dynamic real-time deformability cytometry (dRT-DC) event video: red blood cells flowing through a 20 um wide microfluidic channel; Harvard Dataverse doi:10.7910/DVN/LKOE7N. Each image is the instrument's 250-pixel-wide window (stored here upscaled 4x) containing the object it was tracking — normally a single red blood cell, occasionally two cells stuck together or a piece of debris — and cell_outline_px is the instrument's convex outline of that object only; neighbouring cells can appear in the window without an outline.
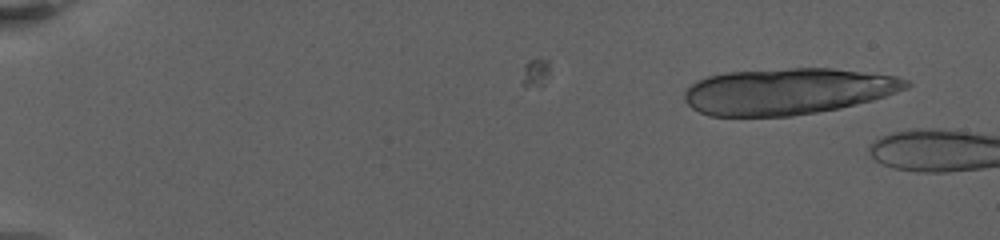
{"species": "human", "species_latin": "Homo sapiens", "temperature_condition": "warm", "stored_images_in_passage": 24, "camera_frame_rate_fps": 3000, "um_per_image_px": 0.085, "donor": {"sex": "female"}, "frame": {"image": 1, "passage_image": 2, "time_ms": 0.333, "image_size_px": [1000, 240], "cell_outline_px": [[912, 84], [908, 88], [872, 100], [840, 108], [792, 116], [708, 116], [692, 108], [684, 100], [684, 92], [692, 84], [708, 76], [728, 72], [792, 68], [832, 68], [896, 76], [908, 80]], "centroid_in_image_um": [66.96, 7.76], "position_along_channel_um": 18.0, "area_um2": 59.71}}